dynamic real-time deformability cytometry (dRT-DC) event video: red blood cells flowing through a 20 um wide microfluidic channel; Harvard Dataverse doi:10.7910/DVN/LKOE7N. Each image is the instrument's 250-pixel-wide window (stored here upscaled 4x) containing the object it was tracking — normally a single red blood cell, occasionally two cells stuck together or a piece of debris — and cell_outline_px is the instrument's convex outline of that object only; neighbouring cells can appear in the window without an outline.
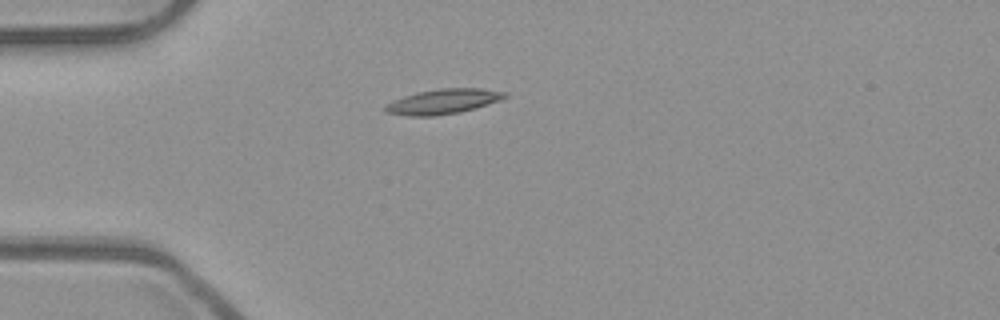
{"species": "common noctule bat (a hibernating species)", "species_latin": "Nyctalus noctula", "temperature_condition": "room temperature", "stored_images_in_passage": 4, "camera_frame_rate_fps": 3000, "um_per_image_px": 0.085, "animal": {"sex": "male", "body_mass_g": 23.1, "forearm_length_mm": 52.7}, "frame": {"image": 1, "passage_image": 3, "time_ms": 0.667, "image_size_px": [1000, 320], "cell_outline_px": [[508, 96], [500, 100], [476, 108], [460, 112], [432, 116], [412, 116], [384, 112], [384, 108], [388, 104], [404, 96], [416, 92], [440, 88], [480, 88], [508, 92]], "centroid_in_image_um": [37.71, 8.62], "position_along_channel_um": 47.3, "area_um2": 17.28}}